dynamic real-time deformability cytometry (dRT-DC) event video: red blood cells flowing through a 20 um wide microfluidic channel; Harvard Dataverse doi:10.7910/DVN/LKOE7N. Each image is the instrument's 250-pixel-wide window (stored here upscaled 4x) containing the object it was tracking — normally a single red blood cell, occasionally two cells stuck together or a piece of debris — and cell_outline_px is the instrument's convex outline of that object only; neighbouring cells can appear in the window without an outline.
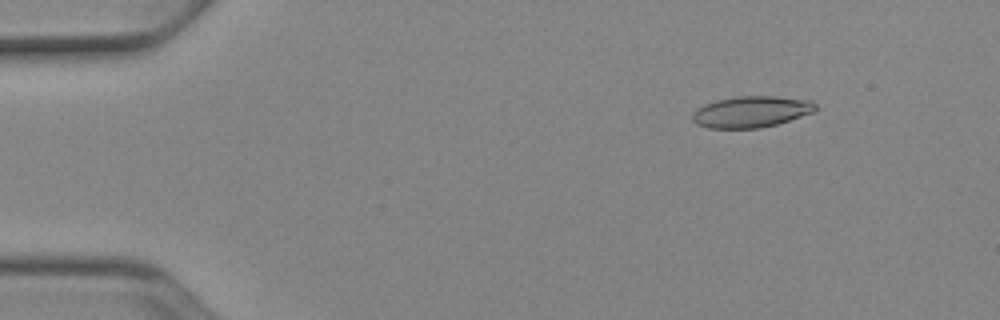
{"species": "Egyptian fruit bat (a non-hibernating species)", "species_latin": "Rousettus aegyptiacus", "temperature_condition": "cold", "stored_images_in_passage": 46, "camera_frame_rate_fps": 3000, "um_per_image_px": 0.085, "animal": {"sex": "female"}, "frame": {"image": 1, "passage_image": 1, "time_ms": 0.0, "image_size_px": [1000, 320], "cell_outline_px": [[816, 108], [812, 112], [776, 124], [760, 128], [708, 128], [696, 124], [692, 120], [692, 112], [696, 108], [704, 104], [716, 100], [740, 96], [776, 96], [812, 100], [816, 104]], "centroid_in_image_um": [63.81, 9.49], "position_along_channel_um": 21.2, "area_um2": 22.43}}
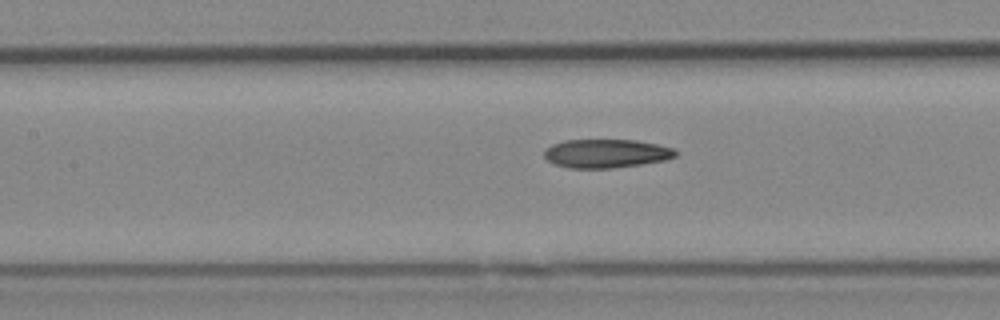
{"frame": {"image": 2, "passage_image": 18, "time_ms": 5.667, "image_size_px": [1000, 320], "cell_outline_px": [[676, 156], [664, 160], [640, 164], [612, 168], [568, 168], [556, 164], [548, 160], [544, 156], [544, 148], [552, 144], [564, 140], [636, 140], [676, 148]], "centroid_in_image_um": [51.51, 13.04], "position_along_channel_um": 155.9, "area_um2": 21.91}}
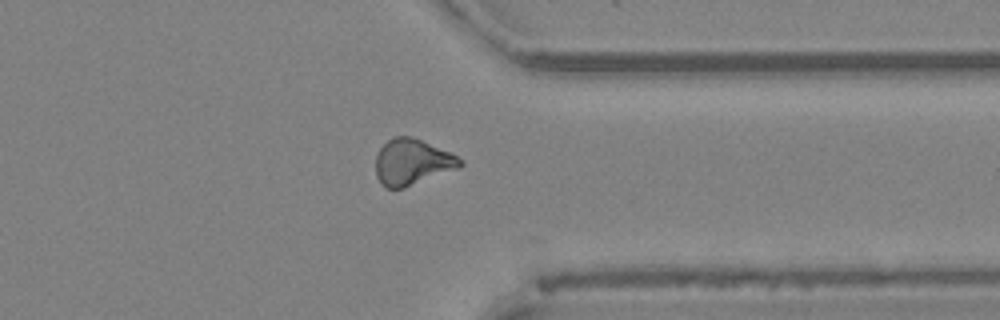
{"frame": {"image": 3, "passage_image": 35, "time_ms": 11.333, "image_size_px": [1000, 320], "cell_outline_px": [[464, 164], [460, 168], [404, 188], [384, 188], [376, 176], [376, 156], [380, 148], [392, 136], [412, 136], [448, 152], [464, 160]], "centroid_in_image_um": [35.03, 13.79], "position_along_channel_um": 376.4, "area_um2": 22.66}, "authors_computed_cell_mechanics": {"area_um2": 22.3108, "velocity_mm_per_s": 3.9519, "shape_relaxation_time_tau1_ms": 7.2859, "shape_relaxation_time_tau2_ms": 7.9389, "deformation_change_tau1": 0.1692, "deformation_change_tau2": 0.1566}}